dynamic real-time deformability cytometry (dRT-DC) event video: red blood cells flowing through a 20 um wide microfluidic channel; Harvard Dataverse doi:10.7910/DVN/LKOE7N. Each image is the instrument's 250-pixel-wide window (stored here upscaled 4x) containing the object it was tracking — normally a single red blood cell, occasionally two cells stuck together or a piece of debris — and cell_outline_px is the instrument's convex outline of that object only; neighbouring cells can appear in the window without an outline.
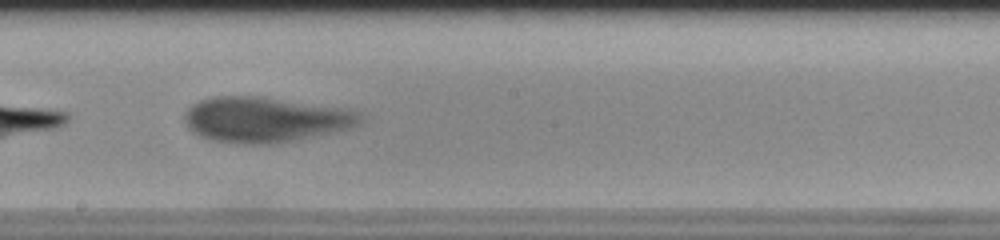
{"species": "human", "species_latin": "Homo sapiens", "temperature_condition": "room temperature", "stored_images_in_passage": 51, "camera_frame_rate_fps": 3000, "um_per_image_px": 0.085, "donor": {"sex": "male"}, "frame": {"image": 1, "passage_image": 27, "time_ms": 8.667, "image_size_px": [1000, 240], "cell_outline_px": [[364, 116], [360, 124], [348, 128], [272, 144], [240, 144], [212, 140], [200, 136], [192, 132], [188, 128], [184, 120], [184, 112], [192, 104], [200, 100], [212, 96], [260, 96], [348, 108], [360, 112]], "centroid_in_image_um": [22.51, 10.14], "position_along_channel_um": 225.7, "area_um2": 46.53}}
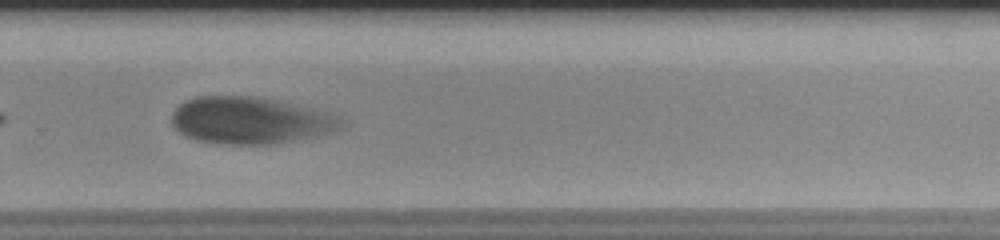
{"frame": {"image": 2, "passage_image": 34, "time_ms": 11.0, "image_size_px": [1000, 240], "cell_outline_px": [[344, 120], [340, 128], [332, 132], [316, 136], [272, 144], [220, 144], [196, 140], [184, 136], [172, 124], [172, 112], [184, 100], [196, 96], [256, 96], [332, 112], [340, 116]], "centroid_in_image_um": [21.28, 10.23], "position_along_channel_um": 308.5, "area_um2": 46.64}}
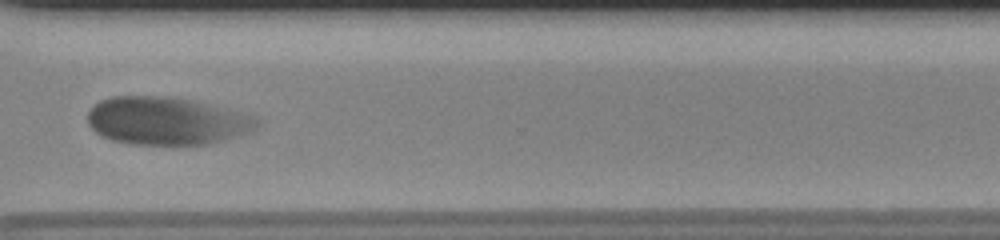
{"frame": {"image": 3, "passage_image": 38, "time_ms": 12.333, "image_size_px": [1000, 240], "cell_outline_px": [[260, 124], [252, 132], [224, 140], [208, 144], [128, 144], [112, 140], [96, 132], [88, 124], [88, 112], [100, 100], [112, 96], [168, 96], [192, 100], [256, 116], [260, 120]], "centroid_in_image_um": [14.2, 10.27], "position_along_channel_um": 356.4, "area_um2": 47.22}, "authors_computed_cell_mechanics": {"area_um2": 48.3786, "velocity_mm_per_s": 3.5544, "shape_relaxation_time_tau1_ms": 1.753, "shape_relaxation_time_tau2_ms": 0.9158, "deformation_change_tau1": 0.2839, "deformation_change_tau2": 0.0685}}